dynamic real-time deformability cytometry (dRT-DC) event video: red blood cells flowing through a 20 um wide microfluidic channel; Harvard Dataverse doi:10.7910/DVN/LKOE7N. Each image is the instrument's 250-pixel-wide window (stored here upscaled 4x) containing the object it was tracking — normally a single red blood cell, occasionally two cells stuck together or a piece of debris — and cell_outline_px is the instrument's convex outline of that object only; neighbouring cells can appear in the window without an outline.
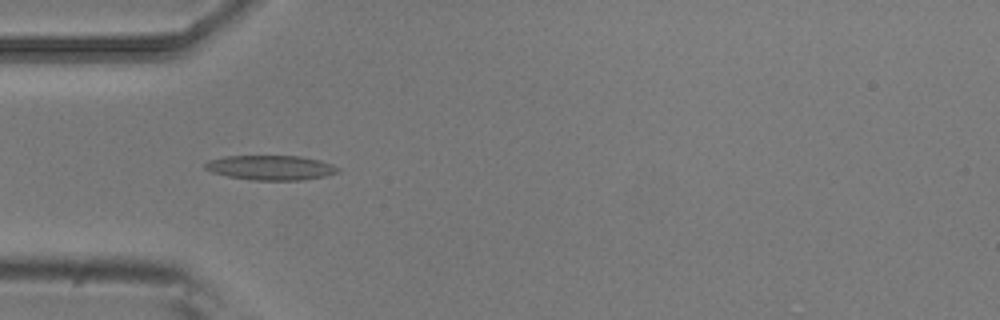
{"species": "common noctule bat (a hibernating species)", "species_latin": "Nyctalus noctula", "temperature_condition": "room temperature", "stored_images_in_passage": 6, "camera_frame_rate_fps": 3000, "um_per_image_px": 0.085, "animal": {"sex": "male", "body_mass_g": 20.5, "forearm_length_mm": 52.5}, "frame": {"image": 1, "passage_image": 5, "time_ms": 1.333, "image_size_px": [1000, 320], "cell_outline_px": [[340, 172], [324, 176], [300, 180], [252, 180], [228, 176], [212, 172], [204, 168], [204, 164], [208, 160], [224, 156], [300, 156], [320, 160], [332, 164], [340, 168]], "centroid_in_image_um": [23.01, 14.24], "position_along_channel_um": 62.0, "area_um2": 19.13}}
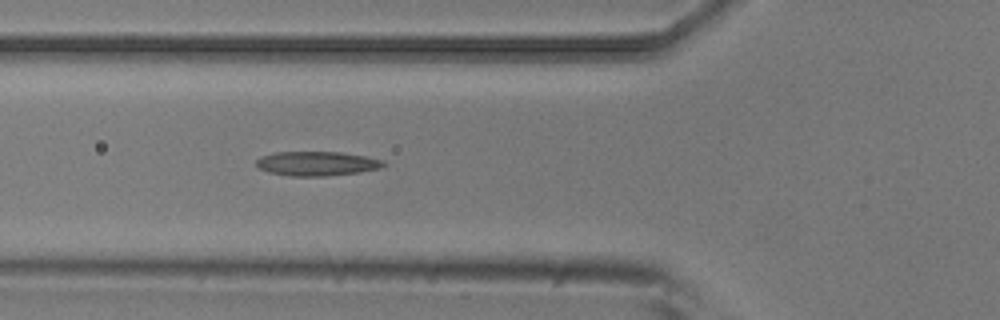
{"frame": {"image": 2, "passage_image": 6, "time_ms": 1.667, "image_size_px": [1000, 320], "cell_outline_px": [[388, 164], [380, 168], [360, 172], [324, 176], [288, 176], [268, 172], [260, 168], [256, 164], [256, 160], [260, 156], [276, 152], [340, 152], [364, 156], [380, 160]], "centroid_in_image_um": [26.9, 13.9], "position_along_channel_um": 98.9, "area_um2": 17.98}}